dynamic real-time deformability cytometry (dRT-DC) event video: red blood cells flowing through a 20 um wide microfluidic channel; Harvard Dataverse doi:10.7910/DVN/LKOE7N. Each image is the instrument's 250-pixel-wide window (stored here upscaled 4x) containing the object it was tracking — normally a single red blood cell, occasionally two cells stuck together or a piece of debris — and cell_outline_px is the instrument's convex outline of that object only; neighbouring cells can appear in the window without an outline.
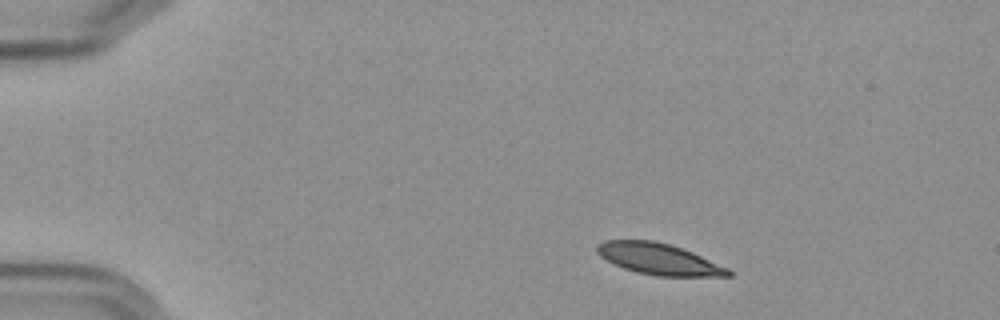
{"species": "Egyptian fruit bat (a non-hibernating species)", "species_latin": "Rousettus aegyptiacus", "temperature_condition": "cold", "stored_images_in_passage": 3, "camera_frame_rate_fps": 3000, "um_per_image_px": 0.085, "frame": {"image": 1, "passage_image": 1, "time_ms": 0.0, "image_size_px": [1000, 320], "cell_outline_px": [[732, 276], [656, 276], [636, 272], [624, 268], [600, 256], [596, 252], [596, 244], [604, 240], [652, 240], [668, 244], [692, 252], [728, 268], [732, 272]], "centroid_in_image_um": [55.98, 22.01], "position_along_channel_um": 29.0, "area_um2": 23.7}}